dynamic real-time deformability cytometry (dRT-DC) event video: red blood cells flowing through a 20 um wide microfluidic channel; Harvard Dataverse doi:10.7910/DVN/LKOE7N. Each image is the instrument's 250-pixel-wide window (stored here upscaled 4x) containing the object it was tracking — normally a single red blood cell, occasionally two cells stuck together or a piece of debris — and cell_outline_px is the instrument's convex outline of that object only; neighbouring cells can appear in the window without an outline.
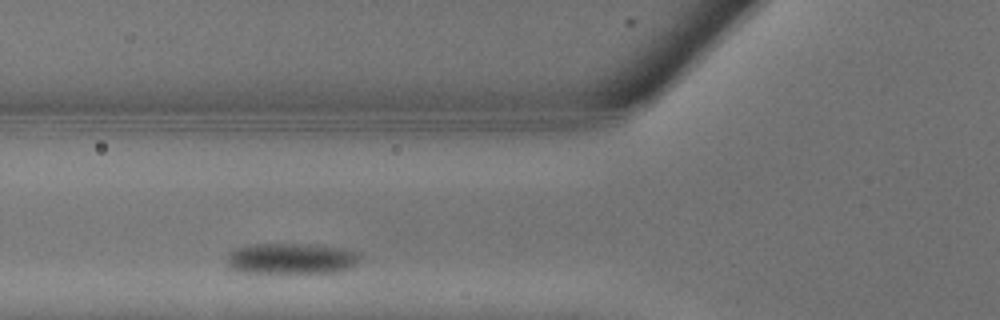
{"species": "common noctule bat (a hibernating species)", "species_latin": "Nyctalus noctula", "temperature_condition": "warm", "stored_images_in_passage": 6, "camera_frame_rate_fps": 3000, "um_per_image_px": 0.085, "animal": {"sex": "male", "body_mass_g": 13.3}, "frame": {"image": 1, "passage_image": 3, "time_ms": 0.667, "image_size_px": [1000, 320], "cell_outline_px": [[364, 256], [356, 264], [348, 268], [336, 272], [240, 272], [228, 268], [228, 256], [236, 248], [248, 244], [304, 244], [340, 248], [360, 252]], "centroid_in_image_um": [24.78, 21.97], "position_along_channel_um": 101.0, "area_um2": 23.81}}
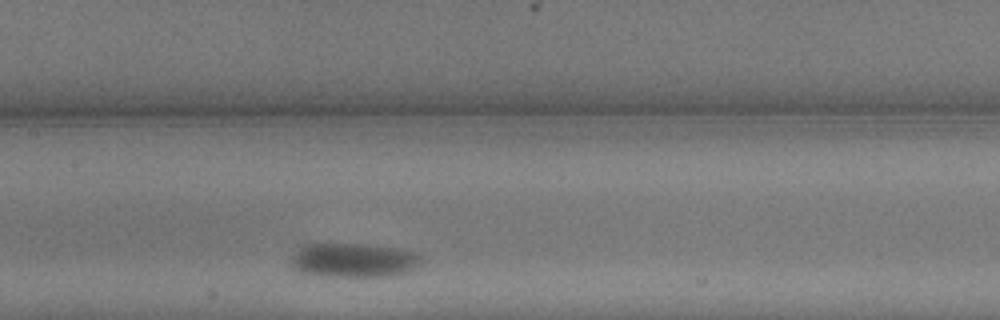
{"frame": {"image": 2, "passage_image": 6, "time_ms": 1.667, "image_size_px": [1000, 320], "cell_outline_px": [[424, 256], [420, 264], [416, 268], [408, 272], [396, 276], [320, 276], [300, 272], [292, 268], [288, 260], [296, 248], [304, 244], [364, 244], [396, 248], [420, 252]], "centroid_in_image_um": [30.06, 22.12], "position_along_channel_um": 177.3, "area_um2": 26.7}}